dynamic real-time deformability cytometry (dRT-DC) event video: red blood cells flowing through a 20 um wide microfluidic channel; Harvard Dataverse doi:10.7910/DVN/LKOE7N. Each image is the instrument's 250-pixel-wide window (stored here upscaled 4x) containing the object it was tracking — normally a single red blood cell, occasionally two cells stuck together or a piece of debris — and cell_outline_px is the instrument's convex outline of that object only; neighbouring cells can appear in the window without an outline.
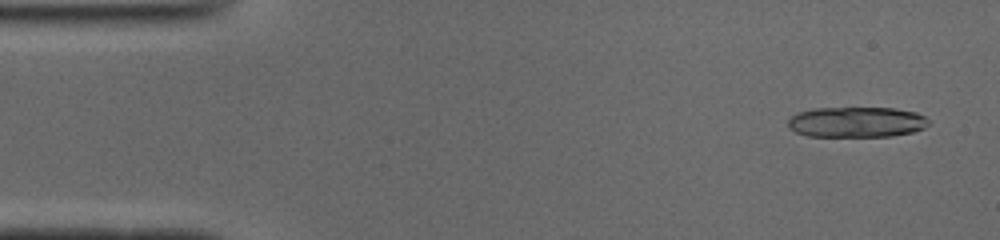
{"species": "common noctule bat (a hibernating species)", "species_latin": "Nyctalus noctula", "temperature_condition": "cold", "stored_images_in_passage": 37, "camera_frame_rate_fps": 3000, "um_per_image_px": 0.085, "animal": {"sex": "male", "body_mass_g": 19.0, "forearm_length_mm": 50.8}, "frame": {"image": 1, "passage_image": 3, "time_ms": 0.667, "image_size_px": [1000, 240], "cell_outline_px": [[928, 124], [924, 128], [912, 132], [892, 136], [808, 136], [796, 132], [788, 128], [788, 120], [792, 116], [800, 112], [812, 108], [892, 108], [916, 112], [924, 116], [928, 120]], "centroid_in_image_um": [72.79, 10.37], "position_along_channel_um": 12.2, "area_um2": 24.91}}
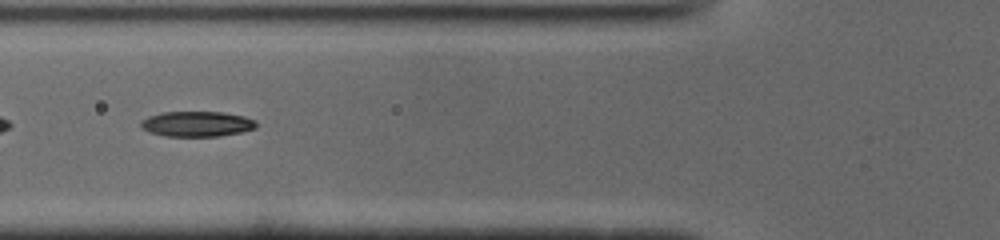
{"frame": {"image": 2, "passage_image": 19, "time_ms": 6.0, "image_size_px": [1000, 240], "cell_outline_px": [[256, 128], [240, 132], [220, 136], [164, 136], [148, 132], [140, 128], [140, 120], [148, 116], [160, 112], [224, 112], [244, 116], [256, 120]], "centroid_in_image_um": [16.69, 10.53], "position_along_channel_um": 109.1, "area_um2": 17.22}}
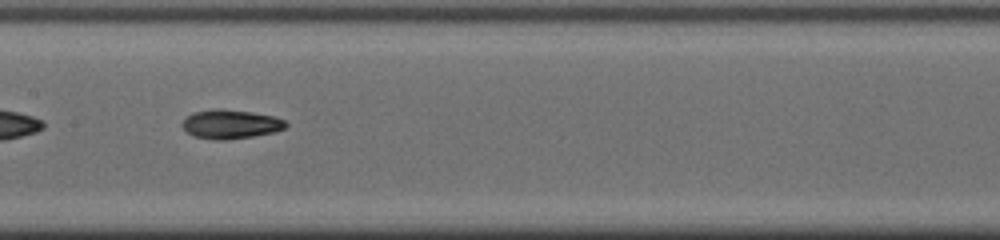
{"frame": {"image": 3, "passage_image": 25, "time_ms": 8.0, "image_size_px": [1000, 240], "cell_outline_px": [[288, 124], [284, 128], [276, 132], [252, 136], [224, 140], [216, 140], [192, 136], [180, 124], [192, 112], [212, 108], [220, 108], [252, 112], [272, 116], [284, 120]], "centroid_in_image_um": [19.58, 10.54], "position_along_channel_um": 187.8, "area_um2": 17.57}}